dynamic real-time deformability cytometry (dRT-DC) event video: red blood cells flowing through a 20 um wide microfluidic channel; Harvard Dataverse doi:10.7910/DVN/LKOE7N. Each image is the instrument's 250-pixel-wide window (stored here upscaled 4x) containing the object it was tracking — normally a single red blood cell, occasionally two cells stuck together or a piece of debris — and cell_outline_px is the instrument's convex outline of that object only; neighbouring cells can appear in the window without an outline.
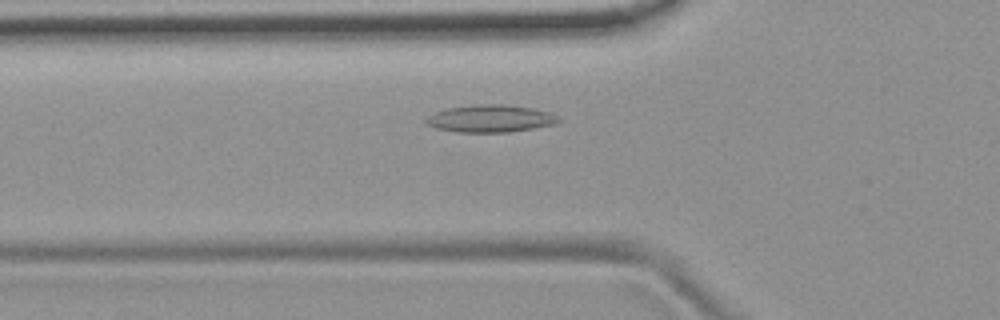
{"species": "common noctule bat (a hibernating species)", "species_latin": "Nyctalus noctula", "temperature_condition": "room temperature", "stored_images_in_passage": 49, "camera_frame_rate_fps": 3000, "um_per_image_px": 0.085, "animal": {"sex": "female", "body_mass_g": 19.9}, "frame": {"image": 1, "passage_image": 14, "time_ms": 4.333, "image_size_px": [1000, 320], "cell_outline_px": [[560, 120], [556, 124], [508, 132], [456, 132], [436, 128], [424, 124], [424, 120], [428, 116], [436, 112], [448, 108], [476, 104], [508, 104], [532, 108], [548, 112], [560, 116]], "centroid_in_image_um": [41.68, 10.07], "position_along_channel_um": 84.1, "area_um2": 21.21}}
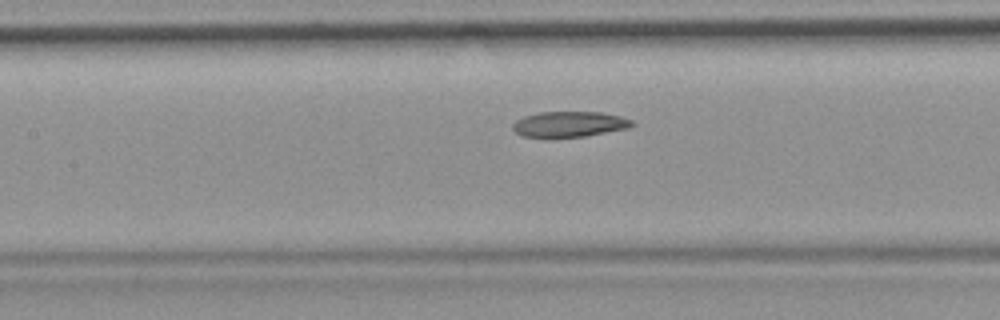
{"frame": {"image": 2, "passage_image": 20, "time_ms": 6.333, "image_size_px": [1000, 320], "cell_outline_px": [[636, 124], [628, 128], [584, 136], [552, 140], [520, 136], [512, 128], [512, 124], [516, 120], [524, 116], [540, 112], [600, 112], [620, 116], [632, 120]], "centroid_in_image_um": [48.33, 10.59], "position_along_channel_um": 159.1, "area_um2": 18.38}}
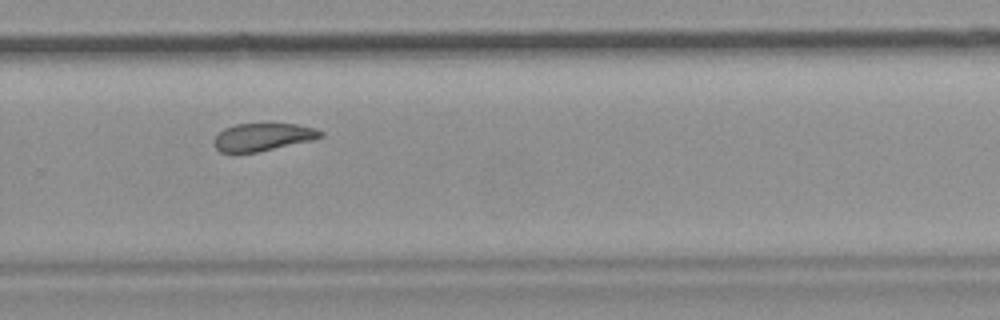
{"frame": {"image": 3, "passage_image": 32, "time_ms": 10.333, "image_size_px": [1000, 320], "cell_outline_px": [[324, 136], [312, 140], [256, 152], [232, 156], [220, 152], [212, 144], [212, 140], [224, 128], [236, 124], [296, 124], [316, 128], [324, 132]], "centroid_in_image_um": [22.27, 11.68], "position_along_channel_um": 307.5, "area_um2": 17.63}, "authors_computed_cell_mechanics": {"area_um2": 19.0162, "velocity_mm_per_s": 3.7319, "shape_relaxation_time_tau1_ms": null, "shape_relaxation_time_tau2_ms": 5.1673, "deformation_change_tau1": null, "deformation_change_tau2": 0.12}}